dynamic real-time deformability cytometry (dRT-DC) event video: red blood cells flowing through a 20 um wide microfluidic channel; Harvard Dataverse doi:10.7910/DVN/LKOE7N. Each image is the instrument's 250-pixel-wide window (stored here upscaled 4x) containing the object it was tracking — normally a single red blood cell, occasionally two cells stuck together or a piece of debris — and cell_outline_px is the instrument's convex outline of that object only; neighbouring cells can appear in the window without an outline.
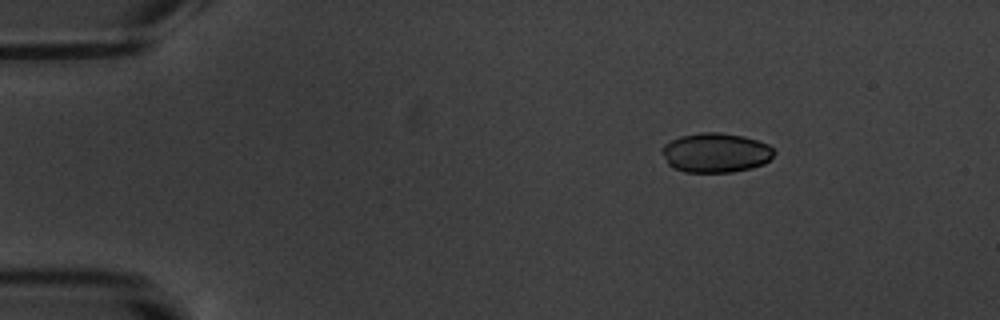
{"species": "common noctule bat (a hibernating species)", "species_latin": "Nyctalus noctula", "temperature_condition": "warm", "stored_images_in_passage": 15, "camera_frame_rate_fps": 3000, "um_per_image_px": 0.085, "animal": {"sex": "male", "body_mass_g": 20.1, "forearm_length_mm": 53.5}, "frame": {"image": 1, "passage_image": 1, "time_ms": 0.0, "image_size_px": [1000, 320], "cell_outline_px": [[776, 152], [764, 164], [752, 168], [732, 172], [684, 172], [668, 164], [660, 152], [660, 148], [664, 144], [680, 136], [700, 132], [716, 132], [744, 136], [768, 144]], "centroid_in_image_um": [60.82, 12.98], "position_along_channel_um": 24.2, "area_um2": 25.89}}
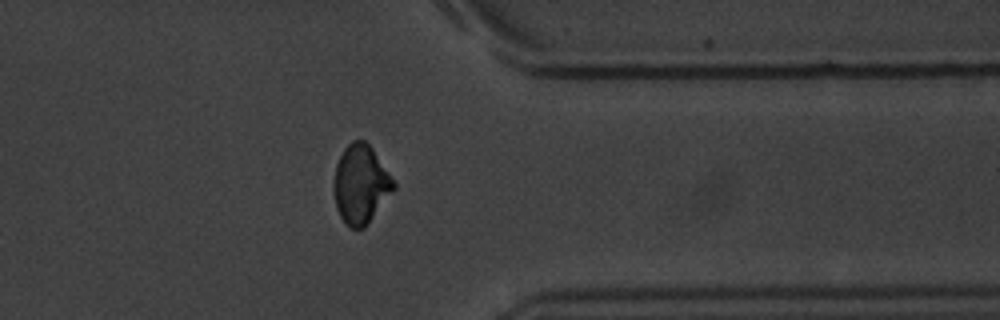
{"frame": {"image": 2, "passage_image": 12, "time_ms": 12.667, "image_size_px": [1000, 320], "cell_outline_px": [[396, 188], [368, 224], [364, 228], [352, 228], [344, 224], [336, 208], [332, 192], [332, 184], [336, 164], [344, 148], [352, 140], [364, 140], [372, 148], [396, 184]], "centroid_in_image_um": [30.63, 15.69], "position_along_channel_um": 380.8, "area_um2": 27.69}}
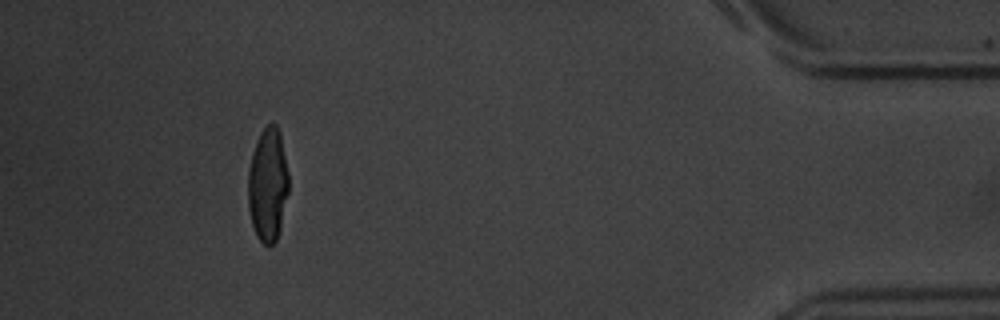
{"frame": {"image": 3, "passage_image": 14, "time_ms": 15.0, "image_size_px": [1000, 320], "cell_outline_px": [[288, 192], [280, 228], [276, 240], [268, 248], [256, 236], [252, 224], [248, 208], [248, 168], [252, 152], [256, 140], [260, 132], [272, 120], [276, 124], [280, 132], [288, 172]], "centroid_in_image_um": [22.75, 15.68], "position_along_channel_um": 412.4, "area_um2": 27.17}, "authors_computed_cell_mechanics": {"area_um2": 27.166, "velocity_mm_per_s": 3.4831, "shape_relaxation_time_tau1_ms": 2.1808, "shape_relaxation_time_tau2_ms": 0.7792, "deformation_change_tau1": 0.0838, "deformation_change_tau2": 0.031}}